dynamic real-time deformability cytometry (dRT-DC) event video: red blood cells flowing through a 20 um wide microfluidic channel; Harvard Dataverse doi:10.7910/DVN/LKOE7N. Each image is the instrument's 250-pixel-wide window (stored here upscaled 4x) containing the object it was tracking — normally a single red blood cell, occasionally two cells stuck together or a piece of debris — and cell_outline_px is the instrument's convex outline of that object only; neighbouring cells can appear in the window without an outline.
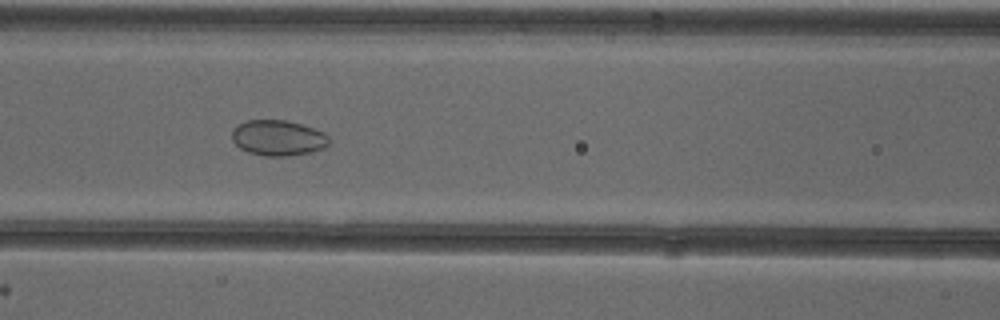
{"species": "common noctule bat (a hibernating species)", "species_latin": "Nyctalus noctula", "temperature_condition": "cold", "stored_images_in_passage": 54, "camera_frame_rate_fps": 3000, "um_per_image_px": 0.085, "animal": {"sex": "female"}, "frame": {"image": 1, "passage_image": 24, "time_ms": 7.667, "image_size_px": [1000, 320], "cell_outline_px": [[328, 144], [324, 148], [308, 152], [288, 156], [264, 156], [248, 152], [240, 148], [232, 140], [232, 128], [248, 120], [284, 120], [300, 124], [324, 132], [328, 136]], "centroid_in_image_um": [23.61, 11.72], "position_along_channel_um": 143.0, "area_um2": 19.94}}
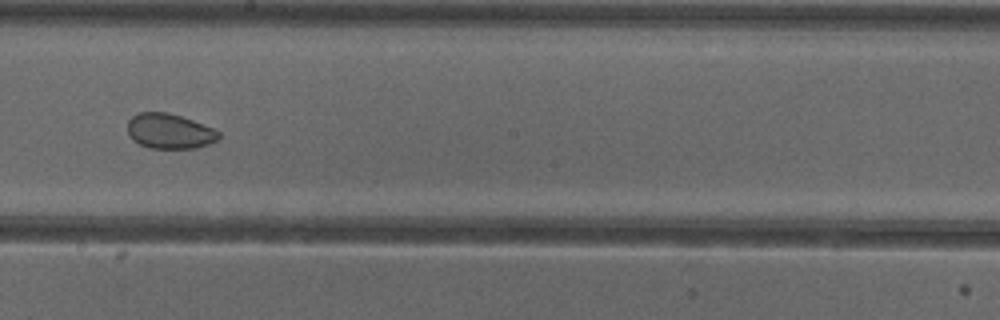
{"frame": {"image": 2, "passage_image": 31, "time_ms": 10.0, "image_size_px": [1000, 320], "cell_outline_px": [[220, 136], [216, 140], [208, 144], [196, 148], [148, 148], [132, 140], [128, 136], [128, 120], [132, 116], [140, 112], [168, 112], [192, 120], [212, 128], [220, 132]], "centroid_in_image_um": [14.38, 11.15], "position_along_channel_um": 233.8, "area_um2": 18.61}}
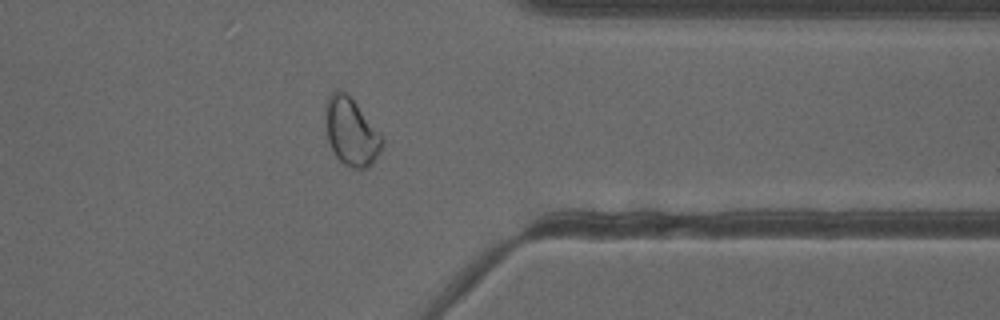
{"frame": {"image": 3, "passage_image": 43, "time_ms": 14.0, "image_size_px": [1000, 320], "cell_outline_px": [[384, 140], [380, 152], [372, 164], [368, 168], [352, 168], [344, 164], [336, 156], [328, 140], [324, 120], [324, 116], [328, 96], [336, 88], [344, 92], [356, 104], [380, 132]], "centroid_in_image_um": [29.84, 11.21], "position_along_channel_um": 381.6, "area_um2": 22.25}, "authors_computed_cell_mechanics": {"area_um2": 24.9696, "velocity_mm_per_s": 3.8862, "shape_relaxation_time_tau1_ms": null, "shape_relaxation_time_tau2_ms": 1.705, "deformation_change_tau1": null, "deformation_change_tau2": 0.0484}}